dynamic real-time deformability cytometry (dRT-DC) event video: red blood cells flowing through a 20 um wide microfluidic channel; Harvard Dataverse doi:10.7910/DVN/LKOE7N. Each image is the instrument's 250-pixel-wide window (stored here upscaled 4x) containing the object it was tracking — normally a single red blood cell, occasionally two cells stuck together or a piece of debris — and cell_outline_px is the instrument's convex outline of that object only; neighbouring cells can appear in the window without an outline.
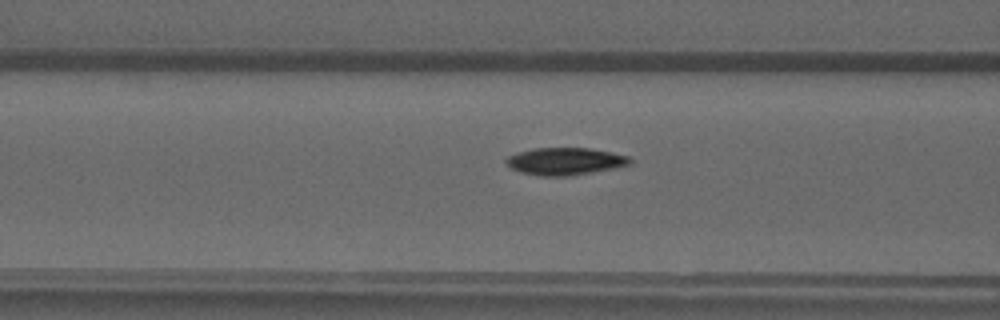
{"species": "common noctule bat (a hibernating species)", "species_latin": "Nyctalus noctula", "temperature_condition": "warm", "stored_images_in_passage": 31, "camera_frame_rate_fps": 3000, "um_per_image_px": 0.085, "animal": {"sex": "male", "forearm_length_mm": 52.5}, "frame": {"image": 1, "passage_image": 7, "time_ms": 2.0, "image_size_px": [1000, 320], "cell_outline_px": [[632, 164], [592, 172], [568, 176], [540, 176], [520, 172], [512, 168], [504, 160], [508, 156], [520, 152], [536, 148], [588, 148], [628, 156], [632, 160]], "centroid_in_image_um": [48.02, 13.71], "position_along_channel_um": 118.6, "area_um2": 19.42}}
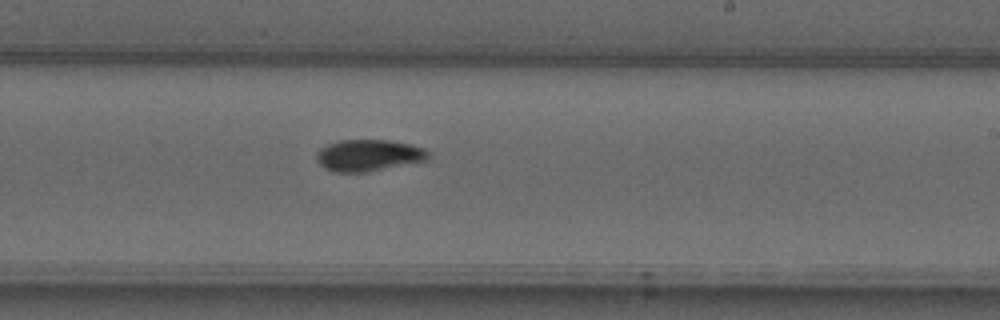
{"frame": {"image": 2, "passage_image": 17, "time_ms": 5.333, "image_size_px": [1000, 320], "cell_outline_px": [[428, 160], [368, 172], [332, 172], [324, 168], [316, 160], [316, 152], [320, 148], [328, 144], [340, 140], [388, 140], [408, 144], [424, 148], [428, 152]], "centroid_in_image_um": [31.29, 13.21], "position_along_channel_um": 257.7, "area_um2": 20.63}}
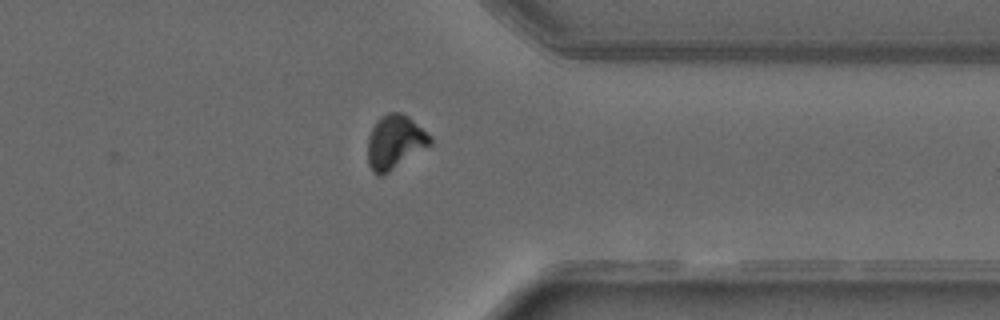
{"frame": {"image": 3, "passage_image": 26, "time_ms": 8.333, "image_size_px": [1000, 320], "cell_outline_px": [[432, 144], [388, 172], [380, 176], [372, 172], [368, 164], [368, 136], [376, 120], [380, 116], [388, 112], [400, 112], [408, 116], [432, 136]], "centroid_in_image_um": [33.56, 12.05], "position_along_channel_um": 377.8, "area_um2": 19.65}}